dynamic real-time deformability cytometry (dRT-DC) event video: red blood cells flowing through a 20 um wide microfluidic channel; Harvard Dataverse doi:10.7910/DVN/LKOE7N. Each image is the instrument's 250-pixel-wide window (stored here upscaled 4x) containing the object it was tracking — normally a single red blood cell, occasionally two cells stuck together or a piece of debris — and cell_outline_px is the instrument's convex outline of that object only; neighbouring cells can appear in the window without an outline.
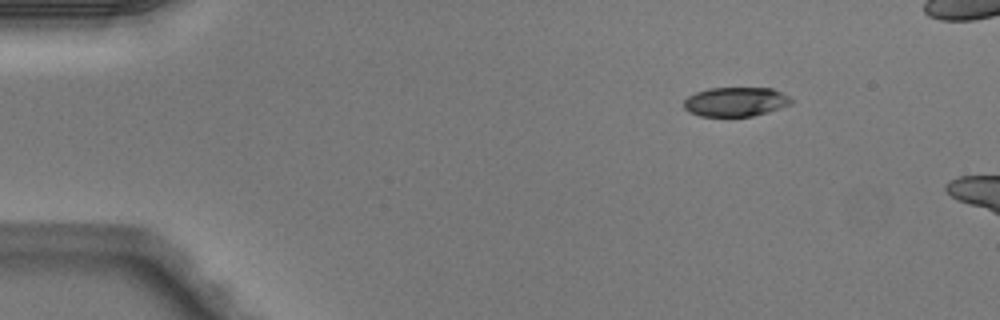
{"species": "Egyptian fruit bat (a non-hibernating species)", "species_latin": "Rousettus aegyptiacus", "temperature_condition": "warm", "stored_images_in_passage": 2, "camera_frame_rate_fps": 3000, "um_per_image_px": 0.085, "animal": {"sex": "male"}, "frame": {"image": 1, "passage_image": 1, "time_ms": 0.0, "image_size_px": [1000, 320], "cell_outline_px": [[792, 104], [768, 112], [752, 116], [700, 116], [688, 112], [684, 108], [684, 100], [688, 96], [696, 92], [708, 88], [772, 88], [788, 96], [792, 100]], "centroid_in_image_um": [62.51, 8.65], "position_along_channel_um": 22.5, "area_um2": 18.32}}